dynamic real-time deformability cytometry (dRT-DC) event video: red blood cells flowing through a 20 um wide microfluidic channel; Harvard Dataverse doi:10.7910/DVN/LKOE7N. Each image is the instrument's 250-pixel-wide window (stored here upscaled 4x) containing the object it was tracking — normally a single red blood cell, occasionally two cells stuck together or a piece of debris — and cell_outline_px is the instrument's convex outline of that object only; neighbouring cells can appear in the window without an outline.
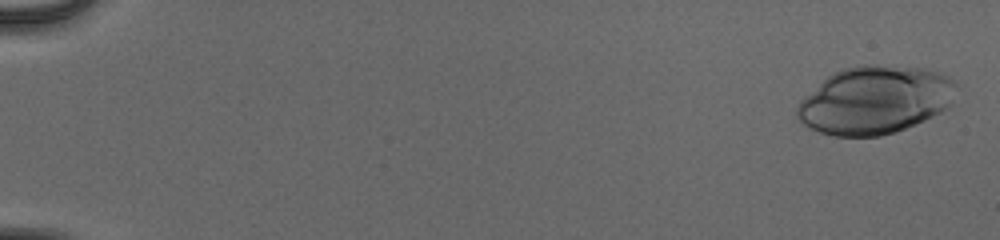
{"species": "human", "species_latin": "Homo sapiens", "temperature_condition": "cold", "stored_images_in_passage": 53, "camera_frame_rate_fps": 3000, "um_per_image_px": 0.085, "donor": {"sex": "male"}, "frame": {"image": 1, "passage_image": 2, "time_ms": 0.333, "image_size_px": [1000, 240], "cell_outline_px": [[960, 88], [952, 104], [948, 108], [916, 124], [896, 132], [880, 136], [832, 136], [808, 128], [796, 116], [796, 108], [800, 100], [804, 96], [828, 76], [844, 68], [864, 64], [872, 64], [924, 68], [940, 72], [948, 76]], "centroid_in_image_um": [74.41, 8.5], "position_along_channel_um": 10.6, "area_um2": 63.46}}
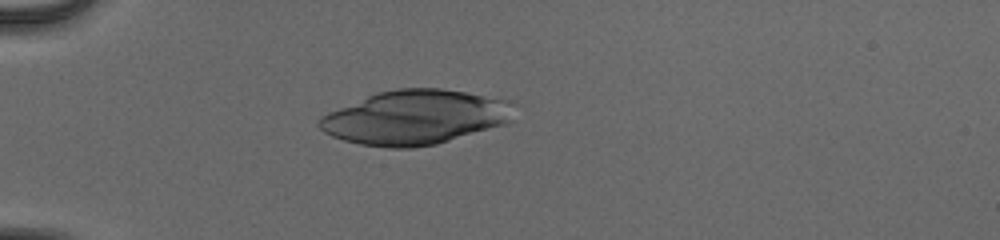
{"frame": {"image": 2, "passage_image": 17, "time_ms": 5.333, "image_size_px": [1000, 240], "cell_outline_px": [[516, 104], [512, 120], [504, 124], [436, 144], [412, 148], [388, 148], [360, 144], [344, 140], [332, 136], [324, 132], [316, 124], [320, 116], [328, 112], [376, 92], [396, 88], [440, 88], [512, 100]], "centroid_in_image_um": [35.3, 9.96], "position_along_channel_um": 49.7, "area_um2": 61.9}}